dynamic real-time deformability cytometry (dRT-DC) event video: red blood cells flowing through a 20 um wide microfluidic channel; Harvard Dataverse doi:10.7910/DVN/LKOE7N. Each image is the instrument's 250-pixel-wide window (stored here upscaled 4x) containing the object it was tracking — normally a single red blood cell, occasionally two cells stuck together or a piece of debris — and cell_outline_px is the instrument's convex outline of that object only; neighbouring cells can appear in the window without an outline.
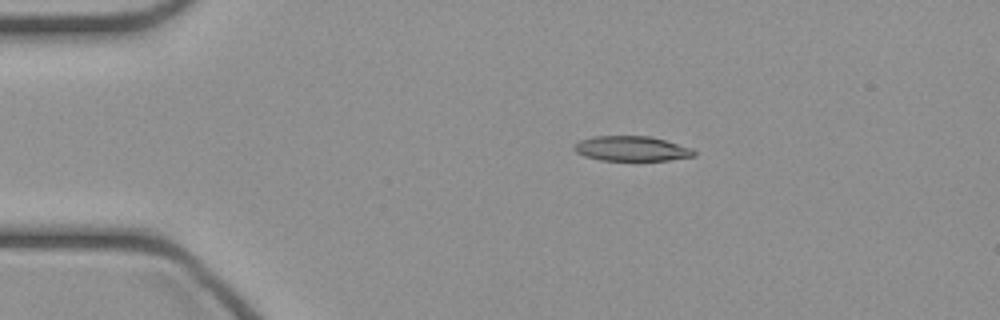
{"species": "common noctule bat (a hibernating species)", "species_latin": "Nyctalus noctula", "temperature_condition": "cold", "stored_images_in_passage": 40, "camera_frame_rate_fps": 3000, "um_per_image_px": 0.085, "animal": {"sex": "female", "body_mass_g": 21.9}, "frame": {"image": 1, "passage_image": 3, "time_ms": 0.667, "image_size_px": [1000, 320], "cell_outline_px": [[696, 156], [668, 160], [600, 160], [584, 156], [576, 152], [572, 148], [572, 144], [580, 140], [592, 136], [648, 136], [664, 140], [692, 148], [696, 152]], "centroid_in_image_um": [53.64, 12.63], "position_along_channel_um": 31.4, "area_um2": 17.46}}
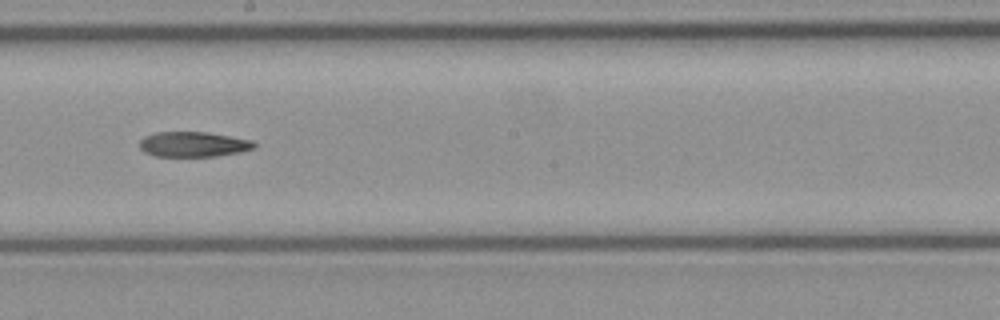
{"frame": {"image": 2, "passage_image": 20, "time_ms": 6.333, "image_size_px": [1000, 320], "cell_outline_px": [[256, 148], [240, 152], [216, 156], [156, 156], [144, 152], [140, 148], [140, 140], [144, 136], [156, 132], [208, 132], [252, 140], [256, 144]], "centroid_in_image_um": [16.44, 12.26], "position_along_channel_um": 231.8, "area_um2": 16.82}}
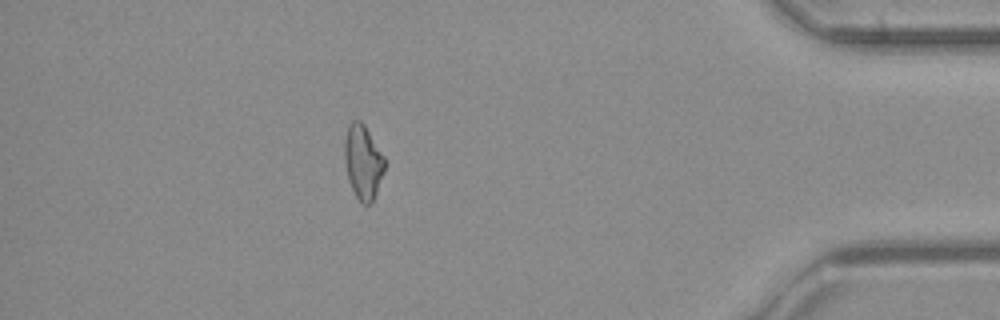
{"frame": {"image": 3, "passage_image": 35, "time_ms": 11.333, "image_size_px": [1000, 320], "cell_outline_px": [[384, 172], [376, 192], [372, 200], [368, 204], [360, 204], [348, 180], [344, 160], [344, 140], [348, 124], [352, 120], [360, 120], [364, 124], [384, 156]], "centroid_in_image_um": [30.83, 13.74], "position_along_channel_um": 404.4, "area_um2": 17.34}}